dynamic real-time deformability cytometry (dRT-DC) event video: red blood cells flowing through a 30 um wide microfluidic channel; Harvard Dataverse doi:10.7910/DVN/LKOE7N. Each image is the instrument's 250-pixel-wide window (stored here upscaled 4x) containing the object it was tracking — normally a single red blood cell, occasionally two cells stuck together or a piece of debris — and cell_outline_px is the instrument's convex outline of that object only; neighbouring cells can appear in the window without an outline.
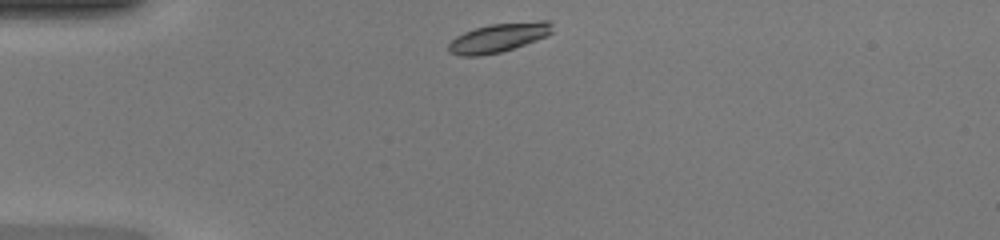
{"species": "common noctule bat (a hibernating species)", "species_latin": "Nyctalus noctula", "temperature_condition": "warm", "stored_images_in_passage": 37, "camera_frame_rate_fps": 3000, "um_per_image_px": 0.085, "animal": {"sex": "female", "body_mass_g": 20.0, "forearm_length_mm": 54.0}, "frame": {"image": 1, "passage_image": 1, "time_ms": 0.0, "image_size_px": [1000, 240], "cell_outline_px": [[552, 32], [548, 36], [500, 52], [480, 56], [460, 56], [448, 52], [448, 44], [456, 36], [464, 32], [476, 28], [492, 24], [540, 20], [552, 20]], "centroid_in_image_um": [42.39, 3.19], "position_along_channel_um": 42.6, "area_um2": 17.57}}
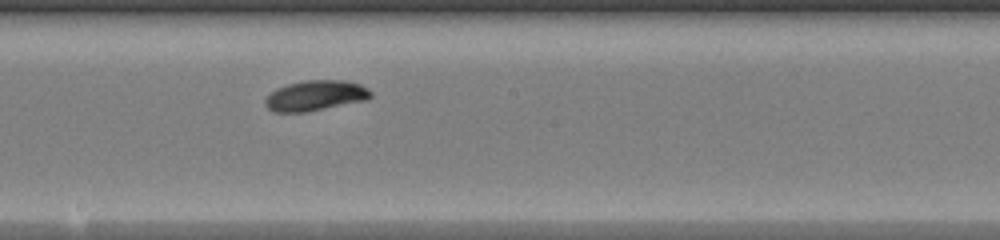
{"frame": {"image": 2, "passage_image": 16, "time_ms": 5.0, "image_size_px": [1000, 240], "cell_outline_px": [[372, 96], [364, 100], [304, 112], [272, 112], [264, 104], [264, 100], [276, 88], [288, 84], [304, 80], [344, 80], [360, 84], [368, 88], [372, 92]], "centroid_in_image_um": [26.79, 8.11], "position_along_channel_um": 221.4, "area_um2": 18.5}}
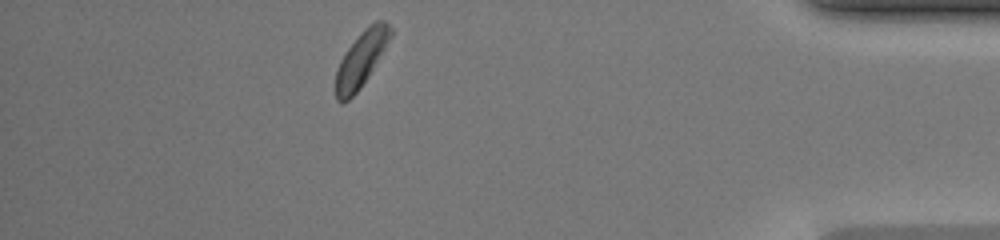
{"frame": {"image": 3, "passage_image": 32, "time_ms": 10.333, "image_size_px": [1000, 240], "cell_outline_px": [[392, 36], [368, 76], [360, 88], [348, 100], [340, 104], [336, 100], [336, 68], [340, 60], [348, 48], [364, 28], [376, 20], [384, 20], [392, 28]], "centroid_in_image_um": [30.69, 5.02], "position_along_channel_um": 404.5, "area_um2": 17.46}, "authors_computed_cell_mechanics": {"area_um2": 17.7446, "velocity_mm_per_s": 4.2272, "shape_relaxation_time_tau1_ms": 1.9087, "shape_relaxation_time_tau2_ms": null, "deformation_change_tau1": 0.1016, "deformation_change_tau2": null}}